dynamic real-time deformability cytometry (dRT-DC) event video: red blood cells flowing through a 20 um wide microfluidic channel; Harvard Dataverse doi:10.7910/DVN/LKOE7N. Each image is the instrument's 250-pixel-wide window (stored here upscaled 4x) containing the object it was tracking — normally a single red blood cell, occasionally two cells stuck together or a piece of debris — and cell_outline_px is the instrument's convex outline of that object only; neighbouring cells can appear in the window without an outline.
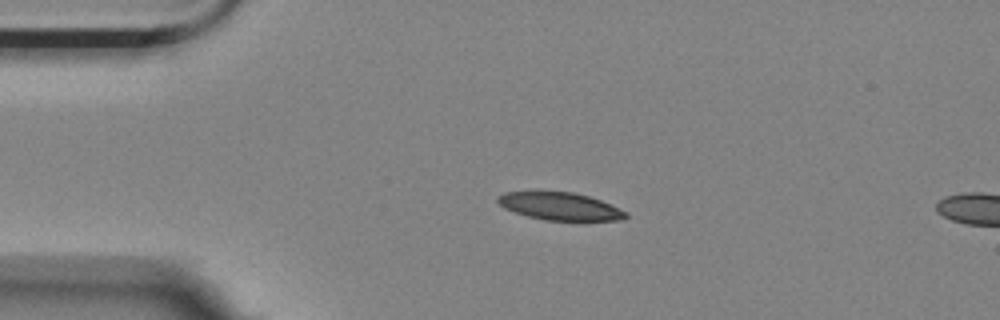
{"species": "Egyptian fruit bat (a non-hibernating species)", "species_latin": "Rousettus aegyptiacus", "temperature_condition": "room temperature", "stored_images_in_passage": 2, "camera_frame_rate_fps": 3000, "um_per_image_px": 0.085, "animal": {"sex": "female"}, "frame": {"image": 1, "passage_image": 1, "time_ms": 0.0, "image_size_px": [1000, 320], "cell_outline_px": [[628, 216], [624, 220], [544, 220], [528, 216], [504, 208], [496, 200], [496, 196], [504, 192], [536, 188], [540, 188], [572, 192], [588, 196], [600, 200], [628, 212]], "centroid_in_image_um": [47.51, 17.47], "position_along_channel_um": 37.5, "area_um2": 21.44}}